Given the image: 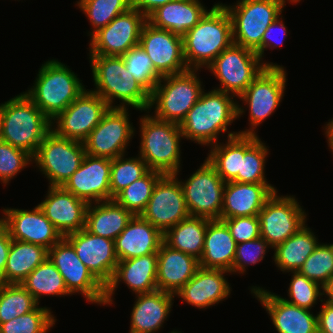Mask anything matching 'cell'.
Wrapping results in <instances>:
<instances>
[{"label":"cell","instance_id":"3","mask_svg":"<svg viewBox=\"0 0 333 333\" xmlns=\"http://www.w3.org/2000/svg\"><path fill=\"white\" fill-rule=\"evenodd\" d=\"M182 37L183 55L188 69L206 68L234 43L230 15L218 2Z\"/></svg>","mask_w":333,"mask_h":333},{"label":"cell","instance_id":"5","mask_svg":"<svg viewBox=\"0 0 333 333\" xmlns=\"http://www.w3.org/2000/svg\"><path fill=\"white\" fill-rule=\"evenodd\" d=\"M56 59L44 61L25 94L50 119L63 112L85 90L78 75Z\"/></svg>","mask_w":333,"mask_h":333},{"label":"cell","instance_id":"10","mask_svg":"<svg viewBox=\"0 0 333 333\" xmlns=\"http://www.w3.org/2000/svg\"><path fill=\"white\" fill-rule=\"evenodd\" d=\"M266 67L256 52L233 43L204 70L220 82L213 89L238 98Z\"/></svg>","mask_w":333,"mask_h":333},{"label":"cell","instance_id":"18","mask_svg":"<svg viewBox=\"0 0 333 333\" xmlns=\"http://www.w3.org/2000/svg\"><path fill=\"white\" fill-rule=\"evenodd\" d=\"M178 173L164 174L156 183L141 217L163 234L190 216Z\"/></svg>","mask_w":333,"mask_h":333},{"label":"cell","instance_id":"46","mask_svg":"<svg viewBox=\"0 0 333 333\" xmlns=\"http://www.w3.org/2000/svg\"><path fill=\"white\" fill-rule=\"evenodd\" d=\"M299 272L324 288L333 277V243H320Z\"/></svg>","mask_w":333,"mask_h":333},{"label":"cell","instance_id":"54","mask_svg":"<svg viewBox=\"0 0 333 333\" xmlns=\"http://www.w3.org/2000/svg\"><path fill=\"white\" fill-rule=\"evenodd\" d=\"M174 0H130V5L147 18L159 7Z\"/></svg>","mask_w":333,"mask_h":333},{"label":"cell","instance_id":"27","mask_svg":"<svg viewBox=\"0 0 333 333\" xmlns=\"http://www.w3.org/2000/svg\"><path fill=\"white\" fill-rule=\"evenodd\" d=\"M277 190L272 184L226 182L220 220L258 216L266 200Z\"/></svg>","mask_w":333,"mask_h":333},{"label":"cell","instance_id":"58","mask_svg":"<svg viewBox=\"0 0 333 333\" xmlns=\"http://www.w3.org/2000/svg\"><path fill=\"white\" fill-rule=\"evenodd\" d=\"M1 109H2V104H0V141H1Z\"/></svg>","mask_w":333,"mask_h":333},{"label":"cell","instance_id":"39","mask_svg":"<svg viewBox=\"0 0 333 333\" xmlns=\"http://www.w3.org/2000/svg\"><path fill=\"white\" fill-rule=\"evenodd\" d=\"M206 159L224 182H237L240 171V134L209 147Z\"/></svg>","mask_w":333,"mask_h":333},{"label":"cell","instance_id":"28","mask_svg":"<svg viewBox=\"0 0 333 333\" xmlns=\"http://www.w3.org/2000/svg\"><path fill=\"white\" fill-rule=\"evenodd\" d=\"M118 261L157 254L164 242L163 233L140 215L133 216L114 240Z\"/></svg>","mask_w":333,"mask_h":333},{"label":"cell","instance_id":"29","mask_svg":"<svg viewBox=\"0 0 333 333\" xmlns=\"http://www.w3.org/2000/svg\"><path fill=\"white\" fill-rule=\"evenodd\" d=\"M130 316L129 333H156L167 321L175 295L155 290L150 293L135 295Z\"/></svg>","mask_w":333,"mask_h":333},{"label":"cell","instance_id":"40","mask_svg":"<svg viewBox=\"0 0 333 333\" xmlns=\"http://www.w3.org/2000/svg\"><path fill=\"white\" fill-rule=\"evenodd\" d=\"M161 172L149 170L128 187L119 192L113 199L134 216L145 210L157 181L163 176Z\"/></svg>","mask_w":333,"mask_h":333},{"label":"cell","instance_id":"57","mask_svg":"<svg viewBox=\"0 0 333 333\" xmlns=\"http://www.w3.org/2000/svg\"><path fill=\"white\" fill-rule=\"evenodd\" d=\"M301 1H302V0H287L288 3H292V4H294V3L298 4V3H300Z\"/></svg>","mask_w":333,"mask_h":333},{"label":"cell","instance_id":"6","mask_svg":"<svg viewBox=\"0 0 333 333\" xmlns=\"http://www.w3.org/2000/svg\"><path fill=\"white\" fill-rule=\"evenodd\" d=\"M140 116V145L138 154L150 170L162 174L181 171V139L179 124L155 118L149 111Z\"/></svg>","mask_w":333,"mask_h":333},{"label":"cell","instance_id":"42","mask_svg":"<svg viewBox=\"0 0 333 333\" xmlns=\"http://www.w3.org/2000/svg\"><path fill=\"white\" fill-rule=\"evenodd\" d=\"M92 26L88 36L106 27L116 16L131 8L130 0H78L75 4Z\"/></svg>","mask_w":333,"mask_h":333},{"label":"cell","instance_id":"47","mask_svg":"<svg viewBox=\"0 0 333 333\" xmlns=\"http://www.w3.org/2000/svg\"><path fill=\"white\" fill-rule=\"evenodd\" d=\"M121 57L127 67V71L151 94L162 77L155 71L147 53L140 45H137Z\"/></svg>","mask_w":333,"mask_h":333},{"label":"cell","instance_id":"14","mask_svg":"<svg viewBox=\"0 0 333 333\" xmlns=\"http://www.w3.org/2000/svg\"><path fill=\"white\" fill-rule=\"evenodd\" d=\"M48 257L62 275L71 295L81 294L87 302L105 306V286L78 258L65 237L48 250Z\"/></svg>","mask_w":333,"mask_h":333},{"label":"cell","instance_id":"36","mask_svg":"<svg viewBox=\"0 0 333 333\" xmlns=\"http://www.w3.org/2000/svg\"><path fill=\"white\" fill-rule=\"evenodd\" d=\"M47 257L48 250L46 248L12 239L4 270L3 283L21 284Z\"/></svg>","mask_w":333,"mask_h":333},{"label":"cell","instance_id":"25","mask_svg":"<svg viewBox=\"0 0 333 333\" xmlns=\"http://www.w3.org/2000/svg\"><path fill=\"white\" fill-rule=\"evenodd\" d=\"M157 254L118 261L112 280L105 287V306H111L118 286L125 283L135 295L157 290Z\"/></svg>","mask_w":333,"mask_h":333},{"label":"cell","instance_id":"43","mask_svg":"<svg viewBox=\"0 0 333 333\" xmlns=\"http://www.w3.org/2000/svg\"><path fill=\"white\" fill-rule=\"evenodd\" d=\"M128 154L112 159L110 175V200L130 184L143 177L150 169L138 155L125 157Z\"/></svg>","mask_w":333,"mask_h":333},{"label":"cell","instance_id":"19","mask_svg":"<svg viewBox=\"0 0 333 333\" xmlns=\"http://www.w3.org/2000/svg\"><path fill=\"white\" fill-rule=\"evenodd\" d=\"M139 45L161 77L188 70L183 55L182 36L154 27L147 21L142 28Z\"/></svg>","mask_w":333,"mask_h":333},{"label":"cell","instance_id":"16","mask_svg":"<svg viewBox=\"0 0 333 333\" xmlns=\"http://www.w3.org/2000/svg\"><path fill=\"white\" fill-rule=\"evenodd\" d=\"M147 17L135 8L116 16L106 27L90 37L89 55L123 56L139 45L142 28Z\"/></svg>","mask_w":333,"mask_h":333},{"label":"cell","instance_id":"4","mask_svg":"<svg viewBox=\"0 0 333 333\" xmlns=\"http://www.w3.org/2000/svg\"><path fill=\"white\" fill-rule=\"evenodd\" d=\"M51 131V120L21 92L2 103L1 141L22 149L32 157Z\"/></svg>","mask_w":333,"mask_h":333},{"label":"cell","instance_id":"20","mask_svg":"<svg viewBox=\"0 0 333 333\" xmlns=\"http://www.w3.org/2000/svg\"><path fill=\"white\" fill-rule=\"evenodd\" d=\"M2 214L0 220L8 228L13 240L29 242L49 250L62 238L38 205L29 211L7 207L2 210Z\"/></svg>","mask_w":333,"mask_h":333},{"label":"cell","instance_id":"33","mask_svg":"<svg viewBox=\"0 0 333 333\" xmlns=\"http://www.w3.org/2000/svg\"><path fill=\"white\" fill-rule=\"evenodd\" d=\"M133 216L114 199L91 203L87 206L84 229L91 234L115 240Z\"/></svg>","mask_w":333,"mask_h":333},{"label":"cell","instance_id":"49","mask_svg":"<svg viewBox=\"0 0 333 333\" xmlns=\"http://www.w3.org/2000/svg\"><path fill=\"white\" fill-rule=\"evenodd\" d=\"M268 249L273 248L262 238H256L236 245L233 274H244L249 265H255L265 258Z\"/></svg>","mask_w":333,"mask_h":333},{"label":"cell","instance_id":"31","mask_svg":"<svg viewBox=\"0 0 333 333\" xmlns=\"http://www.w3.org/2000/svg\"><path fill=\"white\" fill-rule=\"evenodd\" d=\"M200 0H174L156 9L147 21L180 36L192 29L209 11Z\"/></svg>","mask_w":333,"mask_h":333},{"label":"cell","instance_id":"11","mask_svg":"<svg viewBox=\"0 0 333 333\" xmlns=\"http://www.w3.org/2000/svg\"><path fill=\"white\" fill-rule=\"evenodd\" d=\"M85 155L83 142L60 137L51 130L32 159L48 179L49 186H63L80 167Z\"/></svg>","mask_w":333,"mask_h":333},{"label":"cell","instance_id":"52","mask_svg":"<svg viewBox=\"0 0 333 333\" xmlns=\"http://www.w3.org/2000/svg\"><path fill=\"white\" fill-rule=\"evenodd\" d=\"M317 312L318 333H333V304L323 299Z\"/></svg>","mask_w":333,"mask_h":333},{"label":"cell","instance_id":"59","mask_svg":"<svg viewBox=\"0 0 333 333\" xmlns=\"http://www.w3.org/2000/svg\"><path fill=\"white\" fill-rule=\"evenodd\" d=\"M168 333H182V332L179 331V330L174 329V330H172L171 332H168Z\"/></svg>","mask_w":333,"mask_h":333},{"label":"cell","instance_id":"7","mask_svg":"<svg viewBox=\"0 0 333 333\" xmlns=\"http://www.w3.org/2000/svg\"><path fill=\"white\" fill-rule=\"evenodd\" d=\"M198 71L163 76L150 94L148 111L154 109L151 114L155 118L180 124L205 89Z\"/></svg>","mask_w":333,"mask_h":333},{"label":"cell","instance_id":"48","mask_svg":"<svg viewBox=\"0 0 333 333\" xmlns=\"http://www.w3.org/2000/svg\"><path fill=\"white\" fill-rule=\"evenodd\" d=\"M30 164H33V159L29 153L0 141V182H2V186L8 185Z\"/></svg>","mask_w":333,"mask_h":333},{"label":"cell","instance_id":"15","mask_svg":"<svg viewBox=\"0 0 333 333\" xmlns=\"http://www.w3.org/2000/svg\"><path fill=\"white\" fill-rule=\"evenodd\" d=\"M129 117L128 108H109L83 141L86 154L109 159L126 154L136 133Z\"/></svg>","mask_w":333,"mask_h":333},{"label":"cell","instance_id":"22","mask_svg":"<svg viewBox=\"0 0 333 333\" xmlns=\"http://www.w3.org/2000/svg\"><path fill=\"white\" fill-rule=\"evenodd\" d=\"M65 238L74 247L78 258L106 287L118 264L115 241L91 234L84 228L66 235Z\"/></svg>","mask_w":333,"mask_h":333},{"label":"cell","instance_id":"26","mask_svg":"<svg viewBox=\"0 0 333 333\" xmlns=\"http://www.w3.org/2000/svg\"><path fill=\"white\" fill-rule=\"evenodd\" d=\"M229 273L231 274L223 269L199 267L195 275L175 294V297L182 299V303L203 310L219 302L222 303L230 297L232 291L226 277Z\"/></svg>","mask_w":333,"mask_h":333},{"label":"cell","instance_id":"12","mask_svg":"<svg viewBox=\"0 0 333 333\" xmlns=\"http://www.w3.org/2000/svg\"><path fill=\"white\" fill-rule=\"evenodd\" d=\"M278 192L266 200L258 214L261 237L273 249L302 228L308 216L295 196Z\"/></svg>","mask_w":333,"mask_h":333},{"label":"cell","instance_id":"34","mask_svg":"<svg viewBox=\"0 0 333 333\" xmlns=\"http://www.w3.org/2000/svg\"><path fill=\"white\" fill-rule=\"evenodd\" d=\"M319 239L307 223L273 251L276 268L283 273L299 271L306 259L318 247Z\"/></svg>","mask_w":333,"mask_h":333},{"label":"cell","instance_id":"2","mask_svg":"<svg viewBox=\"0 0 333 333\" xmlns=\"http://www.w3.org/2000/svg\"><path fill=\"white\" fill-rule=\"evenodd\" d=\"M88 56L95 86L90 89L93 93L101 96L110 108L131 107L141 112L148 111L150 93L127 71L122 57ZM116 100L120 103L117 104Z\"/></svg>","mask_w":333,"mask_h":333},{"label":"cell","instance_id":"37","mask_svg":"<svg viewBox=\"0 0 333 333\" xmlns=\"http://www.w3.org/2000/svg\"><path fill=\"white\" fill-rule=\"evenodd\" d=\"M259 135H240V171L237 182L270 184L265 175V164L269 155Z\"/></svg>","mask_w":333,"mask_h":333},{"label":"cell","instance_id":"53","mask_svg":"<svg viewBox=\"0 0 333 333\" xmlns=\"http://www.w3.org/2000/svg\"><path fill=\"white\" fill-rule=\"evenodd\" d=\"M12 239L5 224L0 220V284L3 283L4 270Z\"/></svg>","mask_w":333,"mask_h":333},{"label":"cell","instance_id":"45","mask_svg":"<svg viewBox=\"0 0 333 333\" xmlns=\"http://www.w3.org/2000/svg\"><path fill=\"white\" fill-rule=\"evenodd\" d=\"M288 287V298L281 297L289 304L311 310L324 298V288L317 282L308 279L299 271H292ZM319 299V300H318Z\"/></svg>","mask_w":333,"mask_h":333},{"label":"cell","instance_id":"21","mask_svg":"<svg viewBox=\"0 0 333 333\" xmlns=\"http://www.w3.org/2000/svg\"><path fill=\"white\" fill-rule=\"evenodd\" d=\"M250 292L266 310L278 333H318L317 314L311 310L289 304L280 295L251 286Z\"/></svg>","mask_w":333,"mask_h":333},{"label":"cell","instance_id":"56","mask_svg":"<svg viewBox=\"0 0 333 333\" xmlns=\"http://www.w3.org/2000/svg\"><path fill=\"white\" fill-rule=\"evenodd\" d=\"M324 297L325 300L333 304V277L330 279L329 283L324 287Z\"/></svg>","mask_w":333,"mask_h":333},{"label":"cell","instance_id":"38","mask_svg":"<svg viewBox=\"0 0 333 333\" xmlns=\"http://www.w3.org/2000/svg\"><path fill=\"white\" fill-rule=\"evenodd\" d=\"M35 300L40 304L42 296H72L54 263L47 257L22 282Z\"/></svg>","mask_w":333,"mask_h":333},{"label":"cell","instance_id":"23","mask_svg":"<svg viewBox=\"0 0 333 333\" xmlns=\"http://www.w3.org/2000/svg\"><path fill=\"white\" fill-rule=\"evenodd\" d=\"M111 165L112 159L86 154L62 187L87 204L110 200Z\"/></svg>","mask_w":333,"mask_h":333},{"label":"cell","instance_id":"24","mask_svg":"<svg viewBox=\"0 0 333 333\" xmlns=\"http://www.w3.org/2000/svg\"><path fill=\"white\" fill-rule=\"evenodd\" d=\"M44 200L38 206L55 229L65 237L85 227L88 204L62 186H48Z\"/></svg>","mask_w":333,"mask_h":333},{"label":"cell","instance_id":"1","mask_svg":"<svg viewBox=\"0 0 333 333\" xmlns=\"http://www.w3.org/2000/svg\"><path fill=\"white\" fill-rule=\"evenodd\" d=\"M204 90L179 124L184 140L210 147L220 142L219 135L228 132V138L239 135L228 131L237 118V98L229 93L211 89Z\"/></svg>","mask_w":333,"mask_h":333},{"label":"cell","instance_id":"30","mask_svg":"<svg viewBox=\"0 0 333 333\" xmlns=\"http://www.w3.org/2000/svg\"><path fill=\"white\" fill-rule=\"evenodd\" d=\"M157 290L175 295L196 273L199 260L164 242L157 253Z\"/></svg>","mask_w":333,"mask_h":333},{"label":"cell","instance_id":"13","mask_svg":"<svg viewBox=\"0 0 333 333\" xmlns=\"http://www.w3.org/2000/svg\"><path fill=\"white\" fill-rule=\"evenodd\" d=\"M179 179L190 216L220 219L226 182L205 158L188 179Z\"/></svg>","mask_w":333,"mask_h":333},{"label":"cell","instance_id":"9","mask_svg":"<svg viewBox=\"0 0 333 333\" xmlns=\"http://www.w3.org/2000/svg\"><path fill=\"white\" fill-rule=\"evenodd\" d=\"M287 71L282 67H266L238 97L237 118L249 112V129L238 131L240 135H258L257 129L280 106L287 84Z\"/></svg>","mask_w":333,"mask_h":333},{"label":"cell","instance_id":"51","mask_svg":"<svg viewBox=\"0 0 333 333\" xmlns=\"http://www.w3.org/2000/svg\"><path fill=\"white\" fill-rule=\"evenodd\" d=\"M288 37V31L287 27L283 23V14L278 16L275 21L269 25V27L266 29L265 33L262 37V62L267 67H282V65H278L277 63L264 61L263 57L264 51L274 49L277 47H281L283 45V42Z\"/></svg>","mask_w":333,"mask_h":333},{"label":"cell","instance_id":"17","mask_svg":"<svg viewBox=\"0 0 333 333\" xmlns=\"http://www.w3.org/2000/svg\"><path fill=\"white\" fill-rule=\"evenodd\" d=\"M109 108L101 96L86 89L51 120V130L60 137L83 142Z\"/></svg>","mask_w":333,"mask_h":333},{"label":"cell","instance_id":"44","mask_svg":"<svg viewBox=\"0 0 333 333\" xmlns=\"http://www.w3.org/2000/svg\"><path fill=\"white\" fill-rule=\"evenodd\" d=\"M50 308L38 306L31 312L0 324V333H48L57 322Z\"/></svg>","mask_w":333,"mask_h":333},{"label":"cell","instance_id":"8","mask_svg":"<svg viewBox=\"0 0 333 333\" xmlns=\"http://www.w3.org/2000/svg\"><path fill=\"white\" fill-rule=\"evenodd\" d=\"M287 0H238L221 3L232 21L233 42L257 53L262 61V37L282 14Z\"/></svg>","mask_w":333,"mask_h":333},{"label":"cell","instance_id":"55","mask_svg":"<svg viewBox=\"0 0 333 333\" xmlns=\"http://www.w3.org/2000/svg\"><path fill=\"white\" fill-rule=\"evenodd\" d=\"M329 122H326L324 127V134L326 135V140L328 143L329 151L332 152L333 155V118L328 120Z\"/></svg>","mask_w":333,"mask_h":333},{"label":"cell","instance_id":"41","mask_svg":"<svg viewBox=\"0 0 333 333\" xmlns=\"http://www.w3.org/2000/svg\"><path fill=\"white\" fill-rule=\"evenodd\" d=\"M39 303L21 284H0V324L31 312Z\"/></svg>","mask_w":333,"mask_h":333},{"label":"cell","instance_id":"50","mask_svg":"<svg viewBox=\"0 0 333 333\" xmlns=\"http://www.w3.org/2000/svg\"><path fill=\"white\" fill-rule=\"evenodd\" d=\"M236 244L260 238V221L258 216H244L223 219Z\"/></svg>","mask_w":333,"mask_h":333},{"label":"cell","instance_id":"35","mask_svg":"<svg viewBox=\"0 0 333 333\" xmlns=\"http://www.w3.org/2000/svg\"><path fill=\"white\" fill-rule=\"evenodd\" d=\"M209 220L204 217L188 216L163 234L164 243L174 250L200 260Z\"/></svg>","mask_w":333,"mask_h":333},{"label":"cell","instance_id":"32","mask_svg":"<svg viewBox=\"0 0 333 333\" xmlns=\"http://www.w3.org/2000/svg\"><path fill=\"white\" fill-rule=\"evenodd\" d=\"M236 245L229 228L223 220H209L199 266L227 270L233 275Z\"/></svg>","mask_w":333,"mask_h":333}]
</instances>
